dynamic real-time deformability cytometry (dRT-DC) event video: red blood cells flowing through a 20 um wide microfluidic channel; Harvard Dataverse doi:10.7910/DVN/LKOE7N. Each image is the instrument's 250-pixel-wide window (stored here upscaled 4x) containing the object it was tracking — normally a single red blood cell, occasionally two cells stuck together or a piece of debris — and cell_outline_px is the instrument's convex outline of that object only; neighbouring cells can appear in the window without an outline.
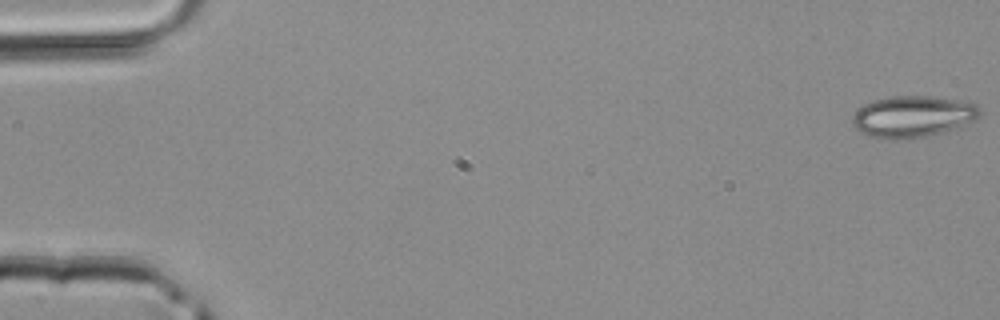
{"species": "common noctule bat (a hibernating species)", "species_latin": "Nyctalus noctula", "temperature_condition": "room temperature", "stored_images_in_passage": 4, "camera_frame_rate_fps": 3000, "um_per_image_px": 0.085, "animal": {"sex": "male", "body_mass_g": 20.4}, "frame": {"image": 1, "passage_image": 4, "time_ms": 1.0, "image_size_px": [1000, 320], "cell_outline_px": [[980, 116], [976, 120], [956, 128], [924, 136], [892, 140], [888, 140], [872, 136], [860, 132], [856, 128], [852, 120], [852, 116], [864, 104], [876, 100], [896, 96], [928, 96], [964, 100], [976, 104], [980, 108]], "centroid_in_image_um": [77.63, 9.9], "position_along_channel_um": 7.4, "area_um2": 30.58}}